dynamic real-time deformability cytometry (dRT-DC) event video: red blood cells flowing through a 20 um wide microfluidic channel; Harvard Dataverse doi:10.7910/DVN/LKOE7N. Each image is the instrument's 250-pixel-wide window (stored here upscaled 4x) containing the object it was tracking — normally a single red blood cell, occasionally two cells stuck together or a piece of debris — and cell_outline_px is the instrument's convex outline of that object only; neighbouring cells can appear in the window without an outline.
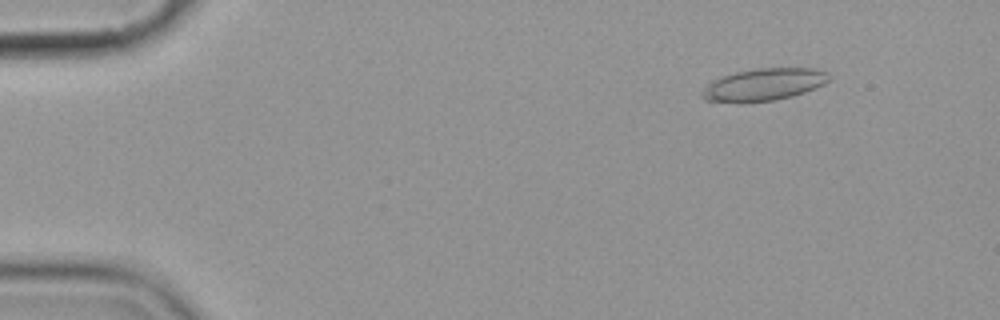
{"species": "common noctule bat (a hibernating species)", "species_latin": "Nyctalus noctula", "temperature_condition": "cold", "stored_images_in_passage": 11, "camera_frame_rate_fps": 3000, "um_per_image_px": 0.085, "animal": {"sex": "female", "body_mass_g": 19.9}, "frame": {"image": 1, "passage_image": 2, "time_ms": 2.0, "image_size_px": [1000, 320], "cell_outline_px": [[832, 76], [824, 84], [804, 92], [792, 96], [776, 100], [744, 104], [704, 100], [700, 92], [712, 80], [720, 76], [736, 72], [756, 68], [816, 68], [828, 72]], "centroid_in_image_um": [64.9, 7.2], "position_along_channel_um": 20.1, "area_um2": 24.33}}